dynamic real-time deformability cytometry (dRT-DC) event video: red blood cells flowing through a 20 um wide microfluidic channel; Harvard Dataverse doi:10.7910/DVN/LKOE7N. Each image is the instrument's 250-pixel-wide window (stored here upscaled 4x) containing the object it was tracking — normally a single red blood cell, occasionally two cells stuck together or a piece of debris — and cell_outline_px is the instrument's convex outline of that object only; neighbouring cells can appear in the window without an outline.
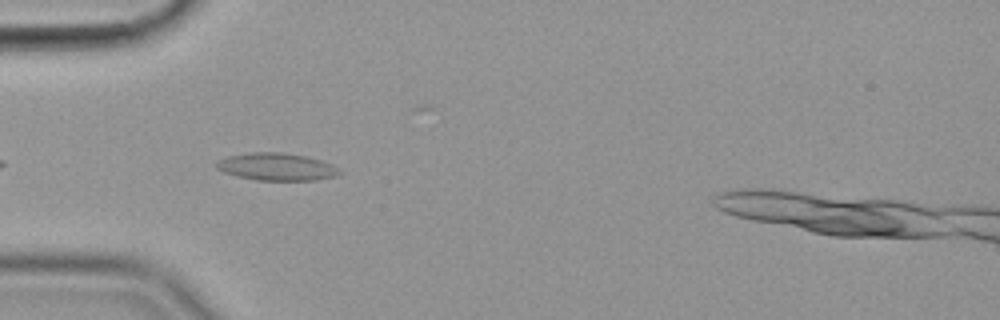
{"species": "common noctule bat (a hibernating species)", "species_latin": "Nyctalus noctula", "temperature_condition": "cold", "stored_images_in_passage": 39, "camera_frame_rate_fps": 3000, "um_per_image_px": 0.085, "animal": {"sex": "female", "body_mass_g": 19.9}, "frame": {"image": 1, "passage_image": 4, "time_ms": 1.0, "image_size_px": [1000, 320], "cell_outline_px": [[344, 172], [336, 176], [316, 180], [256, 180], [236, 176], [224, 172], [216, 168], [216, 164], [220, 160], [228, 156], [252, 152], [284, 152], [304, 156], [320, 160], [332, 164]], "centroid_in_image_um": [23.54, 14.18], "position_along_channel_um": 61.5, "area_um2": 19.65}}
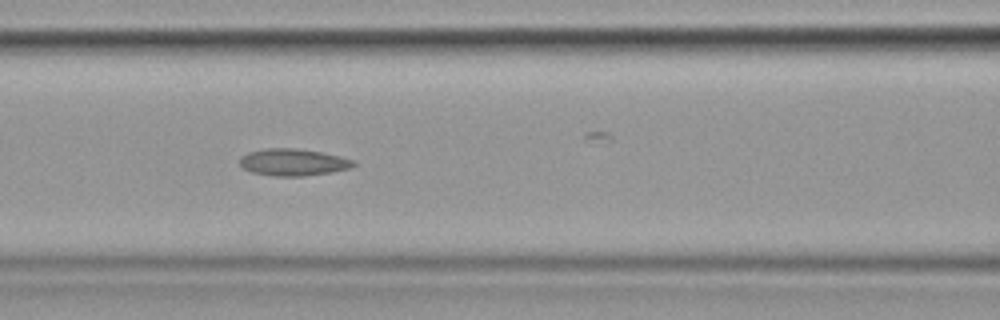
{"frame": {"image": 2, "passage_image": 11, "time_ms": 3.333, "image_size_px": [1000, 320], "cell_outline_px": [[356, 164], [352, 168], [328, 172], [300, 176], [272, 176], [252, 172], [244, 168], [240, 164], [240, 156], [248, 152], [268, 148], [296, 148], [320, 152], [340, 156], [356, 160]], "centroid_in_image_um": [24.92, 13.78], "position_along_channel_um": 141.7, "area_um2": 17.8}}
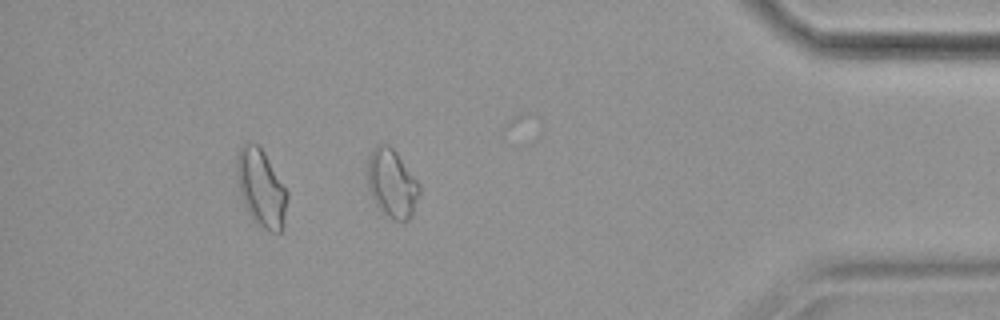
{"frame": {"image": 3, "passage_image": 36, "time_ms": 11.667, "image_size_px": [1000, 320], "cell_outline_px": [[420, 192], [412, 212], [408, 220], [404, 224], [392, 220], [380, 208], [372, 196], [368, 188], [368, 156], [372, 148], [380, 144], [388, 144], [396, 152], [416, 180], [420, 188]], "centroid_in_image_um": [33.3, 15.6], "position_along_channel_um": 401.9, "area_um2": 20.35}, "authors_computed_cell_mechanics": {"area_um2": 17.8602, "velocity_mm_per_s": 3.5668, "shape_relaxation_time_tau1_ms": null, "shape_relaxation_time_tau2_ms": 7.2141, "deformation_change_tau1": null, "deformation_change_tau2": 0.1107}}